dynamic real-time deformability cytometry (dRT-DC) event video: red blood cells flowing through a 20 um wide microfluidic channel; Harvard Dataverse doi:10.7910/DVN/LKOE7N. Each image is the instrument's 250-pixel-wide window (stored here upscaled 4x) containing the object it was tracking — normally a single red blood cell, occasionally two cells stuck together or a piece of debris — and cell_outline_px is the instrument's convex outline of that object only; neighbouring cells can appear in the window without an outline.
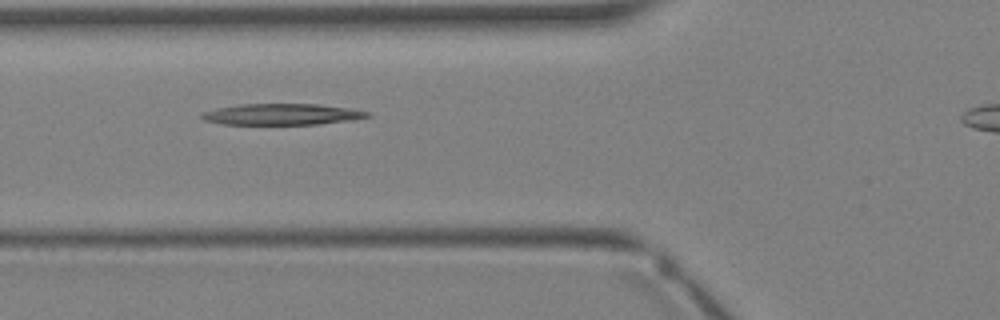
{"species": "Egyptian fruit bat (a non-hibernating species)", "species_latin": "Rousettus aegyptiacus", "temperature_condition": "warm", "stored_images_in_passage": 3, "camera_frame_rate_fps": 3000, "um_per_image_px": 0.085, "animal": {"sex": "female"}, "frame": {"image": 1, "passage_image": 3, "time_ms": 2.333, "image_size_px": [1000, 320], "cell_outline_px": [[372, 116], [356, 120], [316, 124], [224, 124], [204, 120], [200, 116], [204, 112], [220, 108], [240, 104], [316, 104], [352, 108], [372, 112]], "centroid_in_image_um": [24.09, 9.71], "position_along_channel_um": 101.7, "area_um2": 20.46}}